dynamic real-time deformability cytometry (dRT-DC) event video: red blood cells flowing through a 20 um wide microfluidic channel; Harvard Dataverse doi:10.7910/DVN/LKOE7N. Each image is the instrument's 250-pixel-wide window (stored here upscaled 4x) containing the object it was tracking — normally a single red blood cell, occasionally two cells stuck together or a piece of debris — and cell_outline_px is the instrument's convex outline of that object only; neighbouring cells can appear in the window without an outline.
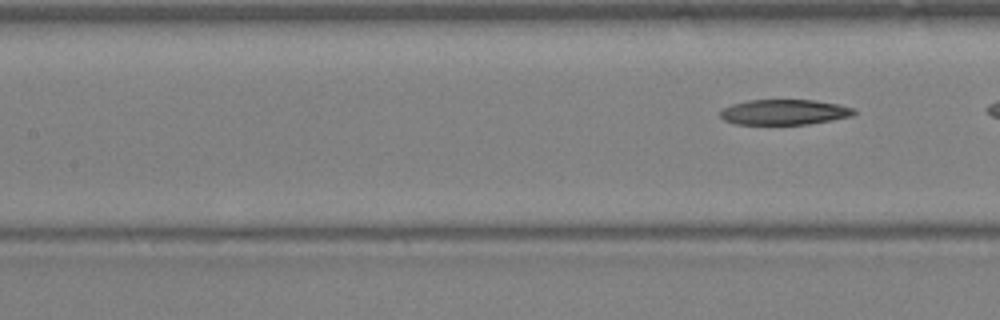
{"species": "Egyptian fruit bat (a non-hibernating species)", "species_latin": "Rousettus aegyptiacus", "temperature_condition": "warm", "stored_images_in_passage": 4, "segment_of_instrument_passage": [2, 2], "camera_frame_rate_fps": 3000, "um_per_image_px": 0.085, "animal": {"sex": "female"}, "frame": {"image": 1, "passage_image": 4, "time_ms": 1.0, "image_size_px": [1000, 320], "cell_outline_px": [[856, 112], [852, 116], [832, 120], [808, 124], [732, 124], [724, 120], [720, 116], [720, 112], [724, 108], [732, 104], [748, 100], [812, 100], [840, 104], [856, 108]], "centroid_in_image_um": [66.69, 9.53], "position_along_channel_um": 140.7, "area_um2": 19.83}}